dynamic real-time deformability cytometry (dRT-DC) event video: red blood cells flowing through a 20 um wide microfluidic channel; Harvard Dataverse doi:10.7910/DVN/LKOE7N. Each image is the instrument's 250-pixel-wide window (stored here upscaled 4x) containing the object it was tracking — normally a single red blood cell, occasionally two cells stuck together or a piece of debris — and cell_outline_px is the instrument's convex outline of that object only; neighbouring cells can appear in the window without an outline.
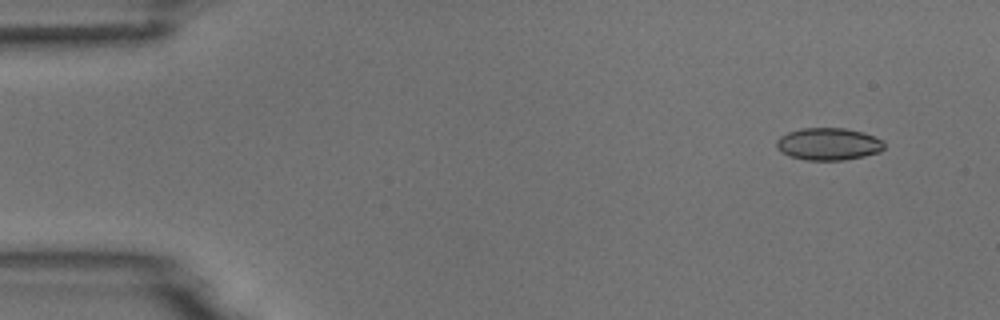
{"species": "common noctule bat (a hibernating species)", "species_latin": "Nyctalus noctula", "temperature_condition": "room temperature", "stored_images_in_passage": 4, "camera_frame_rate_fps": 3000, "um_per_image_px": 0.085, "animal": {"sex": "male", "body_mass_g": 18.8}, "frame": {"image": 1, "passage_image": 1, "time_ms": 0.0, "image_size_px": [1000, 320], "cell_outline_px": [[884, 148], [880, 152], [864, 156], [844, 160], [808, 160], [792, 156], [780, 152], [776, 148], [776, 140], [780, 136], [788, 132], [800, 128], [844, 128], [864, 132], [884, 140]], "centroid_in_image_um": [70.43, 12.23], "position_along_channel_um": 14.6, "area_um2": 20.4}}
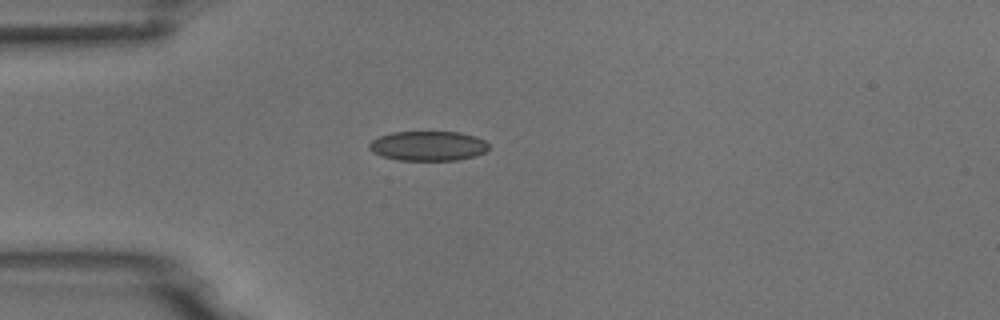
{"frame": {"image": 2, "passage_image": 4, "time_ms": 3.333, "image_size_px": [1000, 320], "cell_outline_px": [[488, 148], [484, 152], [476, 156], [456, 160], [400, 160], [380, 156], [372, 152], [368, 148], [368, 144], [372, 140], [380, 136], [392, 132], [460, 132], [476, 136], [484, 140], [488, 144]], "centroid_in_image_um": [36.37, 12.4], "position_along_channel_um": 48.6, "area_um2": 20.75}}